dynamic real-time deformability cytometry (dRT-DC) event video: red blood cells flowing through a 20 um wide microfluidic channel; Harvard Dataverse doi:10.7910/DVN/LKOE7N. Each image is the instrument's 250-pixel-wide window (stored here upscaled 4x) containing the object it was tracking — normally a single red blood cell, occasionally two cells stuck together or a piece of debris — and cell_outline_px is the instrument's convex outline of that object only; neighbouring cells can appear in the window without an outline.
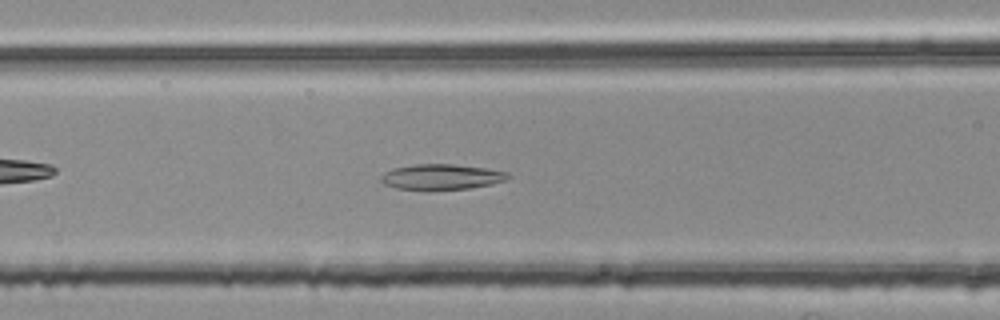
{"species": "common noctule bat (a hibernating species)", "species_latin": "Nyctalus noctula", "temperature_condition": "room temperature", "stored_images_in_passage": 40, "camera_frame_rate_fps": 3000, "um_per_image_px": 0.085, "animal": {"sex": "female", "body_mass_g": 25.1}, "frame": {"image": 1, "passage_image": 10, "time_ms": 3.0, "image_size_px": [1000, 320], "cell_outline_px": [[512, 176], [508, 180], [492, 184], [472, 188], [428, 192], [396, 188], [384, 184], [380, 180], [380, 176], [384, 172], [392, 168], [412, 164], [452, 164], [488, 168], [508, 172]], "centroid_in_image_um": [37.52, 15.06], "position_along_channel_um": 129.1, "area_um2": 19.77}}
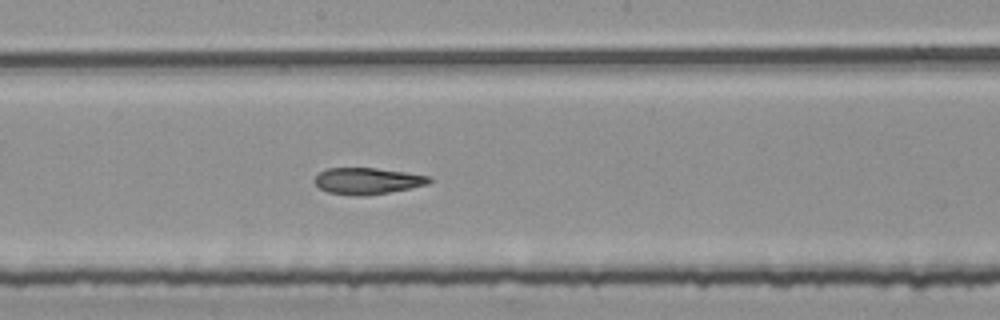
{"frame": {"image": 2, "passage_image": 17, "time_ms": 5.333, "image_size_px": [1000, 320], "cell_outline_px": [[432, 180], [428, 184], [388, 192], [364, 196], [356, 196], [328, 192], [320, 188], [312, 180], [320, 172], [328, 168], [376, 168], [432, 176]], "centroid_in_image_um": [31.22, 15.38], "position_along_channel_um": 217.0, "area_um2": 17.57}}
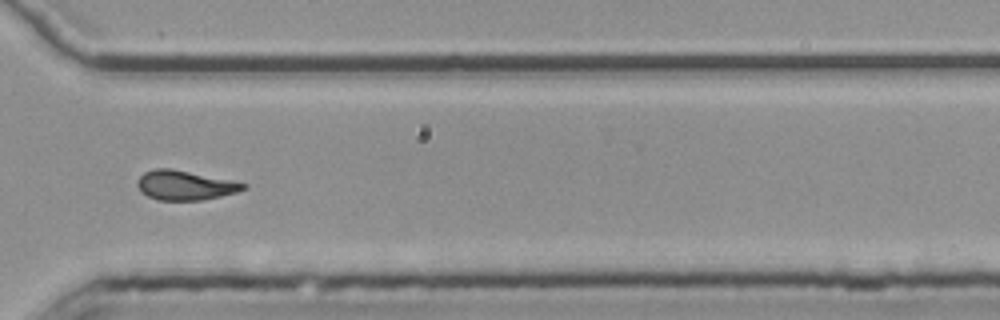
{"frame": {"image": 3, "passage_image": 28, "time_ms": 9.0, "image_size_px": [1000, 320], "cell_outline_px": [[248, 188], [236, 192], [220, 196], [200, 200], [156, 200], [140, 192], [136, 184], [136, 180], [144, 172], [156, 168], [168, 168], [248, 184]], "centroid_in_image_um": [15.66, 15.76], "position_along_channel_um": 354.9, "area_um2": 17.98}, "authors_computed_cell_mechanics": {"area_um2": 18.3226, "velocity_mm_per_s": 3.7756, "shape_relaxation_time_tau1_ms": null, "shape_relaxation_time_tau2_ms": 5.0052, "deformation_change_tau1": null, "deformation_change_tau2": 0.1485}}